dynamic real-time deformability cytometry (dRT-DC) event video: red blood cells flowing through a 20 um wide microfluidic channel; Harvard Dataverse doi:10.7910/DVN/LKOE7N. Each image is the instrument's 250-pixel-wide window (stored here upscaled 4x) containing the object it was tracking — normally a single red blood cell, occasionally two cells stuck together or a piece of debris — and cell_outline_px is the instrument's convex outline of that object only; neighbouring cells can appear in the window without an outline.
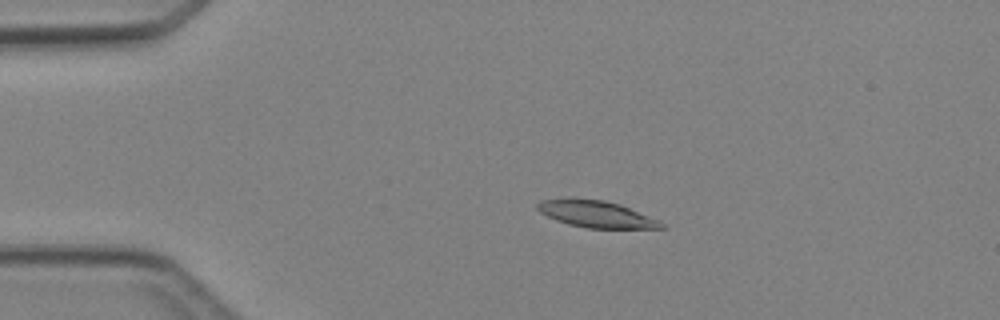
{"species": "Egyptian fruit bat (a non-hibernating species)", "species_latin": "Rousettus aegyptiacus", "temperature_condition": "cold", "stored_images_in_passage": 5, "camera_frame_rate_fps": 3000, "um_per_image_px": 0.085, "animal": {"sex": "female"}, "frame": {"image": 1, "passage_image": 4, "time_ms": 3.333, "image_size_px": [1000, 320], "cell_outline_px": [[668, 228], [588, 228], [568, 224], [556, 220], [540, 212], [536, 208], [536, 204], [540, 200], [564, 196], [572, 196], [604, 200], [620, 204], [660, 220]], "centroid_in_image_um": [50.63, 18.16], "position_along_channel_um": 34.4, "area_um2": 19.88}}